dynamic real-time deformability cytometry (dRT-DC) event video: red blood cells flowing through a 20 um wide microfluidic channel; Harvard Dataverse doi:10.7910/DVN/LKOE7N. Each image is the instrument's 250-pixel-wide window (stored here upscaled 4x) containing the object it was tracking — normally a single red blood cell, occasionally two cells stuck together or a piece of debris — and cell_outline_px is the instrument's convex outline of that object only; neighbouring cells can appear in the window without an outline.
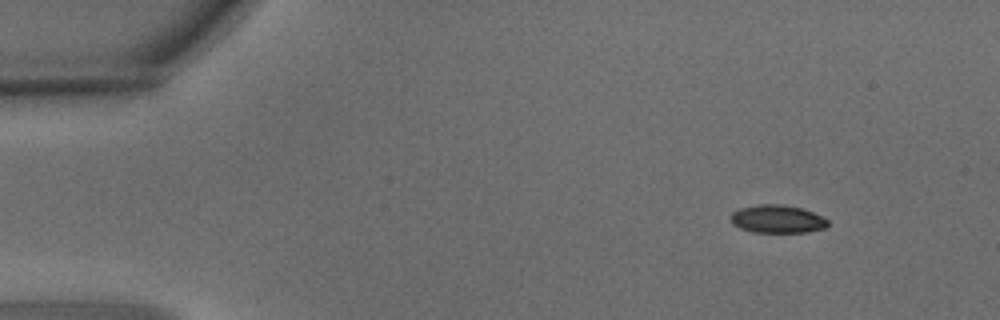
{"species": "common noctule bat (a hibernating species)", "species_latin": "Nyctalus noctula", "temperature_condition": "warm", "stored_images_in_passage": 4, "camera_frame_rate_fps": 3000, "um_per_image_px": 0.085, "animal": {"sex": "male", "body_mass_g": 15.6}, "frame": {"image": 1, "passage_image": 1, "time_ms": 0.0, "image_size_px": [1000, 320], "cell_outline_px": [[828, 224], [824, 228], [808, 232], [752, 232], [740, 228], [732, 224], [728, 220], [732, 212], [740, 208], [756, 204], [784, 204], [804, 208], [828, 220]], "centroid_in_image_um": [66.02, 18.61], "position_along_channel_um": 19.0, "area_um2": 16.07}}
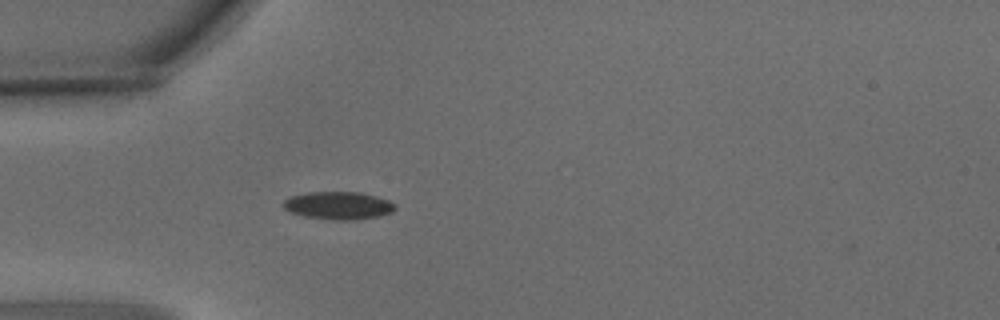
{"frame": {"image": 2, "passage_image": 4, "time_ms": 1.0, "image_size_px": [1000, 320], "cell_outline_px": [[396, 208], [392, 212], [380, 216], [356, 220], [336, 220], [304, 216], [292, 212], [284, 208], [280, 204], [288, 196], [308, 192], [360, 192], [376, 196], [388, 200], [396, 204]], "centroid_in_image_um": [28.76, 17.46], "position_along_channel_um": 56.2, "area_um2": 18.26}}